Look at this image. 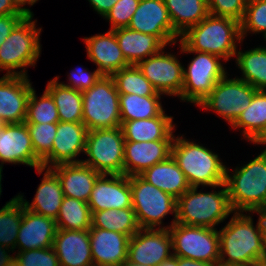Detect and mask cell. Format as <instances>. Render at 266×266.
Wrapping results in <instances>:
<instances>
[{
    "instance_id": "cell-40",
    "label": "cell",
    "mask_w": 266,
    "mask_h": 266,
    "mask_svg": "<svg viewBox=\"0 0 266 266\" xmlns=\"http://www.w3.org/2000/svg\"><path fill=\"white\" fill-rule=\"evenodd\" d=\"M261 34L266 40V0H247L245 14L240 22V35L246 41L248 36ZM247 37V38H246Z\"/></svg>"
},
{
    "instance_id": "cell-6",
    "label": "cell",
    "mask_w": 266,
    "mask_h": 266,
    "mask_svg": "<svg viewBox=\"0 0 266 266\" xmlns=\"http://www.w3.org/2000/svg\"><path fill=\"white\" fill-rule=\"evenodd\" d=\"M180 40L190 50L213 54L229 63L242 41L240 22L209 14L181 35Z\"/></svg>"
},
{
    "instance_id": "cell-35",
    "label": "cell",
    "mask_w": 266,
    "mask_h": 266,
    "mask_svg": "<svg viewBox=\"0 0 266 266\" xmlns=\"http://www.w3.org/2000/svg\"><path fill=\"white\" fill-rule=\"evenodd\" d=\"M164 95L139 96L119 94L121 124L124 121L148 119L158 116L164 109Z\"/></svg>"
},
{
    "instance_id": "cell-46",
    "label": "cell",
    "mask_w": 266,
    "mask_h": 266,
    "mask_svg": "<svg viewBox=\"0 0 266 266\" xmlns=\"http://www.w3.org/2000/svg\"><path fill=\"white\" fill-rule=\"evenodd\" d=\"M24 17V14L0 15V46Z\"/></svg>"
},
{
    "instance_id": "cell-4",
    "label": "cell",
    "mask_w": 266,
    "mask_h": 266,
    "mask_svg": "<svg viewBox=\"0 0 266 266\" xmlns=\"http://www.w3.org/2000/svg\"><path fill=\"white\" fill-rule=\"evenodd\" d=\"M248 160L232 168L226 166L225 185L234 212H256L266 207V151Z\"/></svg>"
},
{
    "instance_id": "cell-59",
    "label": "cell",
    "mask_w": 266,
    "mask_h": 266,
    "mask_svg": "<svg viewBox=\"0 0 266 266\" xmlns=\"http://www.w3.org/2000/svg\"><path fill=\"white\" fill-rule=\"evenodd\" d=\"M116 266H130L127 262Z\"/></svg>"
},
{
    "instance_id": "cell-23",
    "label": "cell",
    "mask_w": 266,
    "mask_h": 266,
    "mask_svg": "<svg viewBox=\"0 0 266 266\" xmlns=\"http://www.w3.org/2000/svg\"><path fill=\"white\" fill-rule=\"evenodd\" d=\"M172 142L173 140L125 141L124 175H140L156 163L165 161L171 155Z\"/></svg>"
},
{
    "instance_id": "cell-21",
    "label": "cell",
    "mask_w": 266,
    "mask_h": 266,
    "mask_svg": "<svg viewBox=\"0 0 266 266\" xmlns=\"http://www.w3.org/2000/svg\"><path fill=\"white\" fill-rule=\"evenodd\" d=\"M35 171L43 177L31 202L26 199L25 194L21 193V191L16 195L25 209L56 220L64 198L60 180L50 168L41 167L35 169Z\"/></svg>"
},
{
    "instance_id": "cell-29",
    "label": "cell",
    "mask_w": 266,
    "mask_h": 266,
    "mask_svg": "<svg viewBox=\"0 0 266 266\" xmlns=\"http://www.w3.org/2000/svg\"><path fill=\"white\" fill-rule=\"evenodd\" d=\"M121 51L130 65L159 53L165 45L154 35L144 34L128 27L113 30Z\"/></svg>"
},
{
    "instance_id": "cell-34",
    "label": "cell",
    "mask_w": 266,
    "mask_h": 266,
    "mask_svg": "<svg viewBox=\"0 0 266 266\" xmlns=\"http://www.w3.org/2000/svg\"><path fill=\"white\" fill-rule=\"evenodd\" d=\"M45 89L51 94L61 122H82V93L62 85L55 77L50 79Z\"/></svg>"
},
{
    "instance_id": "cell-16",
    "label": "cell",
    "mask_w": 266,
    "mask_h": 266,
    "mask_svg": "<svg viewBox=\"0 0 266 266\" xmlns=\"http://www.w3.org/2000/svg\"><path fill=\"white\" fill-rule=\"evenodd\" d=\"M87 133L88 129L83 122L59 121L51 153L42 162V167L81 163L84 158Z\"/></svg>"
},
{
    "instance_id": "cell-33",
    "label": "cell",
    "mask_w": 266,
    "mask_h": 266,
    "mask_svg": "<svg viewBox=\"0 0 266 266\" xmlns=\"http://www.w3.org/2000/svg\"><path fill=\"white\" fill-rule=\"evenodd\" d=\"M24 206L17 195L0 208V255L15 253Z\"/></svg>"
},
{
    "instance_id": "cell-49",
    "label": "cell",
    "mask_w": 266,
    "mask_h": 266,
    "mask_svg": "<svg viewBox=\"0 0 266 266\" xmlns=\"http://www.w3.org/2000/svg\"><path fill=\"white\" fill-rule=\"evenodd\" d=\"M10 14H23L21 13L14 0H0V15H10Z\"/></svg>"
},
{
    "instance_id": "cell-26",
    "label": "cell",
    "mask_w": 266,
    "mask_h": 266,
    "mask_svg": "<svg viewBox=\"0 0 266 266\" xmlns=\"http://www.w3.org/2000/svg\"><path fill=\"white\" fill-rule=\"evenodd\" d=\"M174 117L164 109L153 118L124 121L121 124L124 139L132 142L173 140L178 127Z\"/></svg>"
},
{
    "instance_id": "cell-13",
    "label": "cell",
    "mask_w": 266,
    "mask_h": 266,
    "mask_svg": "<svg viewBox=\"0 0 266 266\" xmlns=\"http://www.w3.org/2000/svg\"><path fill=\"white\" fill-rule=\"evenodd\" d=\"M175 47L179 50L177 53L172 49L167 50ZM181 55L179 39L176 43L165 46L159 53L140 61L137 67L157 92L168 98H178L183 88V65L185 64L181 59L179 60Z\"/></svg>"
},
{
    "instance_id": "cell-47",
    "label": "cell",
    "mask_w": 266,
    "mask_h": 266,
    "mask_svg": "<svg viewBox=\"0 0 266 266\" xmlns=\"http://www.w3.org/2000/svg\"><path fill=\"white\" fill-rule=\"evenodd\" d=\"M90 8H92L99 17L103 18L107 12L116 4L118 0H87Z\"/></svg>"
},
{
    "instance_id": "cell-3",
    "label": "cell",
    "mask_w": 266,
    "mask_h": 266,
    "mask_svg": "<svg viewBox=\"0 0 266 266\" xmlns=\"http://www.w3.org/2000/svg\"><path fill=\"white\" fill-rule=\"evenodd\" d=\"M233 213L225 183L190 187L177 199L176 222L184 225L218 229Z\"/></svg>"
},
{
    "instance_id": "cell-44",
    "label": "cell",
    "mask_w": 266,
    "mask_h": 266,
    "mask_svg": "<svg viewBox=\"0 0 266 266\" xmlns=\"http://www.w3.org/2000/svg\"><path fill=\"white\" fill-rule=\"evenodd\" d=\"M12 255L20 266H60L53 247L15 252Z\"/></svg>"
},
{
    "instance_id": "cell-39",
    "label": "cell",
    "mask_w": 266,
    "mask_h": 266,
    "mask_svg": "<svg viewBox=\"0 0 266 266\" xmlns=\"http://www.w3.org/2000/svg\"><path fill=\"white\" fill-rule=\"evenodd\" d=\"M36 92L34 86L28 99L25 123H58V111L51 94L46 89L40 96Z\"/></svg>"
},
{
    "instance_id": "cell-9",
    "label": "cell",
    "mask_w": 266,
    "mask_h": 266,
    "mask_svg": "<svg viewBox=\"0 0 266 266\" xmlns=\"http://www.w3.org/2000/svg\"><path fill=\"white\" fill-rule=\"evenodd\" d=\"M82 93V122L88 131L121 127L119 93L111 76L102 75Z\"/></svg>"
},
{
    "instance_id": "cell-42",
    "label": "cell",
    "mask_w": 266,
    "mask_h": 266,
    "mask_svg": "<svg viewBox=\"0 0 266 266\" xmlns=\"http://www.w3.org/2000/svg\"><path fill=\"white\" fill-rule=\"evenodd\" d=\"M140 0H118L112 9L103 17L110 25L109 30L128 27Z\"/></svg>"
},
{
    "instance_id": "cell-58",
    "label": "cell",
    "mask_w": 266,
    "mask_h": 266,
    "mask_svg": "<svg viewBox=\"0 0 266 266\" xmlns=\"http://www.w3.org/2000/svg\"><path fill=\"white\" fill-rule=\"evenodd\" d=\"M5 125V123L0 119V129Z\"/></svg>"
},
{
    "instance_id": "cell-30",
    "label": "cell",
    "mask_w": 266,
    "mask_h": 266,
    "mask_svg": "<svg viewBox=\"0 0 266 266\" xmlns=\"http://www.w3.org/2000/svg\"><path fill=\"white\" fill-rule=\"evenodd\" d=\"M140 176L176 199L191 187L171 155L165 161L146 169Z\"/></svg>"
},
{
    "instance_id": "cell-53",
    "label": "cell",
    "mask_w": 266,
    "mask_h": 266,
    "mask_svg": "<svg viewBox=\"0 0 266 266\" xmlns=\"http://www.w3.org/2000/svg\"><path fill=\"white\" fill-rule=\"evenodd\" d=\"M255 147L258 146V149L261 146V151H266V127L265 129L261 132V134L251 143ZM264 149H263V148Z\"/></svg>"
},
{
    "instance_id": "cell-12",
    "label": "cell",
    "mask_w": 266,
    "mask_h": 266,
    "mask_svg": "<svg viewBox=\"0 0 266 266\" xmlns=\"http://www.w3.org/2000/svg\"><path fill=\"white\" fill-rule=\"evenodd\" d=\"M169 233L174 256L219 265L220 237L218 229L188 226L175 222L169 228Z\"/></svg>"
},
{
    "instance_id": "cell-7",
    "label": "cell",
    "mask_w": 266,
    "mask_h": 266,
    "mask_svg": "<svg viewBox=\"0 0 266 266\" xmlns=\"http://www.w3.org/2000/svg\"><path fill=\"white\" fill-rule=\"evenodd\" d=\"M180 49L183 56L192 55L183 65V88L178 100L197 107L214 89L215 85L230 70L226 61L219 56L190 50L181 40ZM185 54V55H184Z\"/></svg>"
},
{
    "instance_id": "cell-24",
    "label": "cell",
    "mask_w": 266,
    "mask_h": 266,
    "mask_svg": "<svg viewBox=\"0 0 266 266\" xmlns=\"http://www.w3.org/2000/svg\"><path fill=\"white\" fill-rule=\"evenodd\" d=\"M56 231L54 219L33 213L24 207L15 252L53 247Z\"/></svg>"
},
{
    "instance_id": "cell-19",
    "label": "cell",
    "mask_w": 266,
    "mask_h": 266,
    "mask_svg": "<svg viewBox=\"0 0 266 266\" xmlns=\"http://www.w3.org/2000/svg\"><path fill=\"white\" fill-rule=\"evenodd\" d=\"M82 41L86 48V59L93 62L102 75L111 76L130 65L121 51L113 30L108 29L105 33L86 36Z\"/></svg>"
},
{
    "instance_id": "cell-15",
    "label": "cell",
    "mask_w": 266,
    "mask_h": 266,
    "mask_svg": "<svg viewBox=\"0 0 266 266\" xmlns=\"http://www.w3.org/2000/svg\"><path fill=\"white\" fill-rule=\"evenodd\" d=\"M6 165H26L32 169L42 167L36 157L26 123L5 124L0 129V171Z\"/></svg>"
},
{
    "instance_id": "cell-45",
    "label": "cell",
    "mask_w": 266,
    "mask_h": 266,
    "mask_svg": "<svg viewBox=\"0 0 266 266\" xmlns=\"http://www.w3.org/2000/svg\"><path fill=\"white\" fill-rule=\"evenodd\" d=\"M207 2L210 15L228 17L241 22L247 0H207Z\"/></svg>"
},
{
    "instance_id": "cell-52",
    "label": "cell",
    "mask_w": 266,
    "mask_h": 266,
    "mask_svg": "<svg viewBox=\"0 0 266 266\" xmlns=\"http://www.w3.org/2000/svg\"><path fill=\"white\" fill-rule=\"evenodd\" d=\"M257 216L260 218L262 229H263V236H264V245L266 249V207H263L255 212Z\"/></svg>"
},
{
    "instance_id": "cell-54",
    "label": "cell",
    "mask_w": 266,
    "mask_h": 266,
    "mask_svg": "<svg viewBox=\"0 0 266 266\" xmlns=\"http://www.w3.org/2000/svg\"><path fill=\"white\" fill-rule=\"evenodd\" d=\"M158 266H178V257L172 255L169 259L164 260Z\"/></svg>"
},
{
    "instance_id": "cell-56",
    "label": "cell",
    "mask_w": 266,
    "mask_h": 266,
    "mask_svg": "<svg viewBox=\"0 0 266 266\" xmlns=\"http://www.w3.org/2000/svg\"><path fill=\"white\" fill-rule=\"evenodd\" d=\"M3 172L0 171V199H1V195H2V192H3V184H2V180H3Z\"/></svg>"
},
{
    "instance_id": "cell-55",
    "label": "cell",
    "mask_w": 266,
    "mask_h": 266,
    "mask_svg": "<svg viewBox=\"0 0 266 266\" xmlns=\"http://www.w3.org/2000/svg\"><path fill=\"white\" fill-rule=\"evenodd\" d=\"M250 266H266V258H262L256 262H254L252 265Z\"/></svg>"
},
{
    "instance_id": "cell-22",
    "label": "cell",
    "mask_w": 266,
    "mask_h": 266,
    "mask_svg": "<svg viewBox=\"0 0 266 266\" xmlns=\"http://www.w3.org/2000/svg\"><path fill=\"white\" fill-rule=\"evenodd\" d=\"M89 237L94 266H116L127 262L128 235L91 226Z\"/></svg>"
},
{
    "instance_id": "cell-57",
    "label": "cell",
    "mask_w": 266,
    "mask_h": 266,
    "mask_svg": "<svg viewBox=\"0 0 266 266\" xmlns=\"http://www.w3.org/2000/svg\"><path fill=\"white\" fill-rule=\"evenodd\" d=\"M130 266H152V265H138V264H129Z\"/></svg>"
},
{
    "instance_id": "cell-17",
    "label": "cell",
    "mask_w": 266,
    "mask_h": 266,
    "mask_svg": "<svg viewBox=\"0 0 266 266\" xmlns=\"http://www.w3.org/2000/svg\"><path fill=\"white\" fill-rule=\"evenodd\" d=\"M128 28L154 35L165 46L172 45L180 39L174 31L163 0H140Z\"/></svg>"
},
{
    "instance_id": "cell-41",
    "label": "cell",
    "mask_w": 266,
    "mask_h": 266,
    "mask_svg": "<svg viewBox=\"0 0 266 266\" xmlns=\"http://www.w3.org/2000/svg\"><path fill=\"white\" fill-rule=\"evenodd\" d=\"M36 157L43 162L51 153L56 136L57 123H26Z\"/></svg>"
},
{
    "instance_id": "cell-51",
    "label": "cell",
    "mask_w": 266,
    "mask_h": 266,
    "mask_svg": "<svg viewBox=\"0 0 266 266\" xmlns=\"http://www.w3.org/2000/svg\"><path fill=\"white\" fill-rule=\"evenodd\" d=\"M0 266H20V264L12 254L0 255Z\"/></svg>"
},
{
    "instance_id": "cell-5",
    "label": "cell",
    "mask_w": 266,
    "mask_h": 266,
    "mask_svg": "<svg viewBox=\"0 0 266 266\" xmlns=\"http://www.w3.org/2000/svg\"><path fill=\"white\" fill-rule=\"evenodd\" d=\"M38 19L25 16L0 46V72L7 76H27L30 67L35 68L42 54L43 27Z\"/></svg>"
},
{
    "instance_id": "cell-14",
    "label": "cell",
    "mask_w": 266,
    "mask_h": 266,
    "mask_svg": "<svg viewBox=\"0 0 266 266\" xmlns=\"http://www.w3.org/2000/svg\"><path fill=\"white\" fill-rule=\"evenodd\" d=\"M172 255L169 229L140 228L129 239L128 264L158 266Z\"/></svg>"
},
{
    "instance_id": "cell-1",
    "label": "cell",
    "mask_w": 266,
    "mask_h": 266,
    "mask_svg": "<svg viewBox=\"0 0 266 266\" xmlns=\"http://www.w3.org/2000/svg\"><path fill=\"white\" fill-rule=\"evenodd\" d=\"M255 212H234L224 226L218 228L220 237L219 265L250 266L266 258L263 229Z\"/></svg>"
},
{
    "instance_id": "cell-38",
    "label": "cell",
    "mask_w": 266,
    "mask_h": 266,
    "mask_svg": "<svg viewBox=\"0 0 266 266\" xmlns=\"http://www.w3.org/2000/svg\"><path fill=\"white\" fill-rule=\"evenodd\" d=\"M111 77L119 94H137L139 96L163 95L157 92L137 65H129L122 68L113 73Z\"/></svg>"
},
{
    "instance_id": "cell-50",
    "label": "cell",
    "mask_w": 266,
    "mask_h": 266,
    "mask_svg": "<svg viewBox=\"0 0 266 266\" xmlns=\"http://www.w3.org/2000/svg\"><path fill=\"white\" fill-rule=\"evenodd\" d=\"M178 266H219V265L210 262H202L193 259L178 257Z\"/></svg>"
},
{
    "instance_id": "cell-43",
    "label": "cell",
    "mask_w": 266,
    "mask_h": 266,
    "mask_svg": "<svg viewBox=\"0 0 266 266\" xmlns=\"http://www.w3.org/2000/svg\"><path fill=\"white\" fill-rule=\"evenodd\" d=\"M66 83L65 81H60V75L54 76L62 85L70 87L72 89L79 90L83 92L92 87L102 76V74L95 68L92 71L89 68L79 65L77 68L69 70L67 72Z\"/></svg>"
},
{
    "instance_id": "cell-10",
    "label": "cell",
    "mask_w": 266,
    "mask_h": 266,
    "mask_svg": "<svg viewBox=\"0 0 266 266\" xmlns=\"http://www.w3.org/2000/svg\"><path fill=\"white\" fill-rule=\"evenodd\" d=\"M228 72L215 85L211 93L197 106L204 112L216 114L231 126L238 116L251 104L257 89Z\"/></svg>"
},
{
    "instance_id": "cell-48",
    "label": "cell",
    "mask_w": 266,
    "mask_h": 266,
    "mask_svg": "<svg viewBox=\"0 0 266 266\" xmlns=\"http://www.w3.org/2000/svg\"><path fill=\"white\" fill-rule=\"evenodd\" d=\"M39 1L40 0H14L18 10L25 16H35L31 7L35 4H38L37 2Z\"/></svg>"
},
{
    "instance_id": "cell-18",
    "label": "cell",
    "mask_w": 266,
    "mask_h": 266,
    "mask_svg": "<svg viewBox=\"0 0 266 266\" xmlns=\"http://www.w3.org/2000/svg\"><path fill=\"white\" fill-rule=\"evenodd\" d=\"M27 76L0 77V119L5 124L24 123L33 82Z\"/></svg>"
},
{
    "instance_id": "cell-28",
    "label": "cell",
    "mask_w": 266,
    "mask_h": 266,
    "mask_svg": "<svg viewBox=\"0 0 266 266\" xmlns=\"http://www.w3.org/2000/svg\"><path fill=\"white\" fill-rule=\"evenodd\" d=\"M242 40L234 57V66L238 69L236 77L249 83L257 90H266V43L243 49Z\"/></svg>"
},
{
    "instance_id": "cell-2",
    "label": "cell",
    "mask_w": 266,
    "mask_h": 266,
    "mask_svg": "<svg viewBox=\"0 0 266 266\" xmlns=\"http://www.w3.org/2000/svg\"><path fill=\"white\" fill-rule=\"evenodd\" d=\"M184 134L175 135L171 156L185 174L189 185L211 187L225 183L227 162L214 149Z\"/></svg>"
},
{
    "instance_id": "cell-11",
    "label": "cell",
    "mask_w": 266,
    "mask_h": 266,
    "mask_svg": "<svg viewBox=\"0 0 266 266\" xmlns=\"http://www.w3.org/2000/svg\"><path fill=\"white\" fill-rule=\"evenodd\" d=\"M124 144L121 127L88 131L82 163L100 174H124Z\"/></svg>"
},
{
    "instance_id": "cell-8",
    "label": "cell",
    "mask_w": 266,
    "mask_h": 266,
    "mask_svg": "<svg viewBox=\"0 0 266 266\" xmlns=\"http://www.w3.org/2000/svg\"><path fill=\"white\" fill-rule=\"evenodd\" d=\"M129 180L132 209L139 227L169 229L176 222L177 199L148 183L140 175L130 176ZM170 214L173 216L171 222H165Z\"/></svg>"
},
{
    "instance_id": "cell-31",
    "label": "cell",
    "mask_w": 266,
    "mask_h": 266,
    "mask_svg": "<svg viewBox=\"0 0 266 266\" xmlns=\"http://www.w3.org/2000/svg\"><path fill=\"white\" fill-rule=\"evenodd\" d=\"M266 127V90H257L251 104L229 127V130L240 132L241 139L250 144Z\"/></svg>"
},
{
    "instance_id": "cell-37",
    "label": "cell",
    "mask_w": 266,
    "mask_h": 266,
    "mask_svg": "<svg viewBox=\"0 0 266 266\" xmlns=\"http://www.w3.org/2000/svg\"><path fill=\"white\" fill-rule=\"evenodd\" d=\"M91 211L87 202L64 196L56 218L57 229L89 230Z\"/></svg>"
},
{
    "instance_id": "cell-20",
    "label": "cell",
    "mask_w": 266,
    "mask_h": 266,
    "mask_svg": "<svg viewBox=\"0 0 266 266\" xmlns=\"http://www.w3.org/2000/svg\"><path fill=\"white\" fill-rule=\"evenodd\" d=\"M87 203L91 214L101 210L132 208L129 176L101 174Z\"/></svg>"
},
{
    "instance_id": "cell-36",
    "label": "cell",
    "mask_w": 266,
    "mask_h": 266,
    "mask_svg": "<svg viewBox=\"0 0 266 266\" xmlns=\"http://www.w3.org/2000/svg\"><path fill=\"white\" fill-rule=\"evenodd\" d=\"M91 226L128 235L140 230L132 208L108 209L92 213Z\"/></svg>"
},
{
    "instance_id": "cell-25",
    "label": "cell",
    "mask_w": 266,
    "mask_h": 266,
    "mask_svg": "<svg viewBox=\"0 0 266 266\" xmlns=\"http://www.w3.org/2000/svg\"><path fill=\"white\" fill-rule=\"evenodd\" d=\"M53 249L60 266H94L89 230L57 229Z\"/></svg>"
},
{
    "instance_id": "cell-32",
    "label": "cell",
    "mask_w": 266,
    "mask_h": 266,
    "mask_svg": "<svg viewBox=\"0 0 266 266\" xmlns=\"http://www.w3.org/2000/svg\"><path fill=\"white\" fill-rule=\"evenodd\" d=\"M174 31L183 35L209 15L207 0H163Z\"/></svg>"
},
{
    "instance_id": "cell-27",
    "label": "cell",
    "mask_w": 266,
    "mask_h": 266,
    "mask_svg": "<svg viewBox=\"0 0 266 266\" xmlns=\"http://www.w3.org/2000/svg\"><path fill=\"white\" fill-rule=\"evenodd\" d=\"M50 169L59 178L64 196L84 202L89 201L93 186L101 175L82 162L58 164Z\"/></svg>"
}]
</instances>
